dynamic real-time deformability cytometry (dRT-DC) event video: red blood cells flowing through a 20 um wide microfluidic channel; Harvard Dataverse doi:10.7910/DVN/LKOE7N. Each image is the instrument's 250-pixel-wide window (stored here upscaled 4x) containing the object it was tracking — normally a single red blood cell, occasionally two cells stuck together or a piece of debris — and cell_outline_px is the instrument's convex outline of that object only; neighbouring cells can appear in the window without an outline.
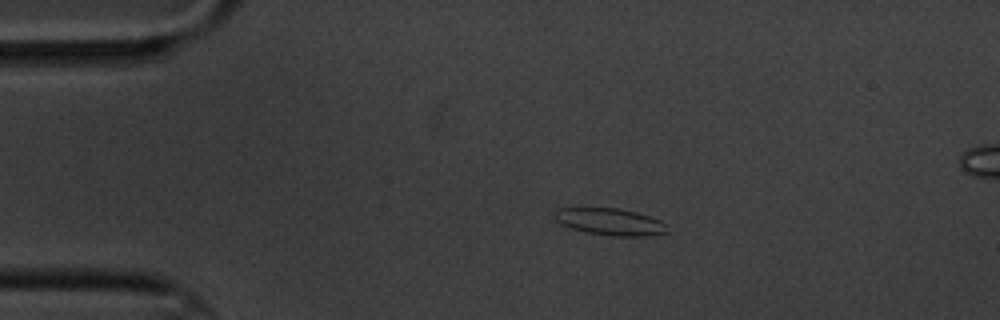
{"species": "common noctule bat (a hibernating species)", "species_latin": "Nyctalus noctula", "temperature_condition": "cold", "stored_images_in_passage": 16, "segment_of_instrument_passage": [1, 2], "camera_frame_rate_fps": 3000, "um_per_image_px": 0.085, "animal": {"sex": "male", "body_mass_g": 20.1, "forearm_length_mm": 53.5}, "frame": {"image": 1, "passage_image": 3, "time_ms": 3.333, "image_size_px": [1000, 320], "cell_outline_px": [[668, 232], [648, 236], [612, 236], [588, 232], [572, 228], [560, 224], [556, 220], [556, 208], [620, 208], [636, 212], [660, 220], [668, 224]], "centroid_in_image_um": [51.91, 18.85], "position_along_channel_um": 33.1, "area_um2": 17.63}}
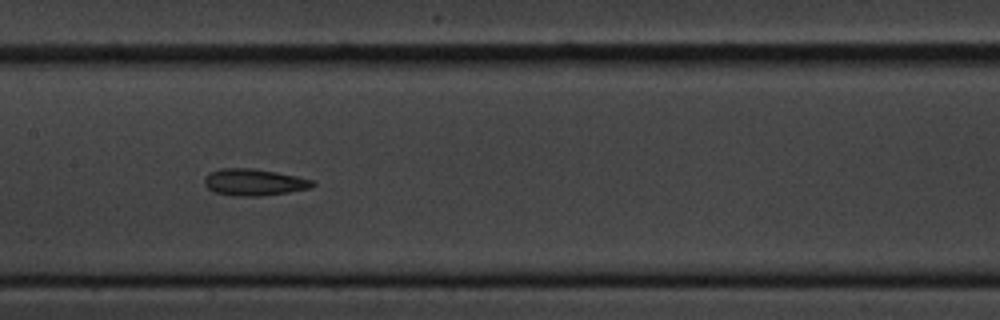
{"frame": {"image": 2, "passage_image": 8, "time_ms": 9.0, "image_size_px": [1000, 320], "cell_outline_px": [[316, 184], [312, 188], [288, 192], [260, 196], [232, 196], [216, 192], [208, 188], [204, 184], [204, 176], [208, 172], [220, 168], [252, 168], [276, 172], [296, 176], [312, 180]], "centroid_in_image_um": [21.56, 15.48], "position_along_channel_um": 185.8, "area_um2": 16.94}}
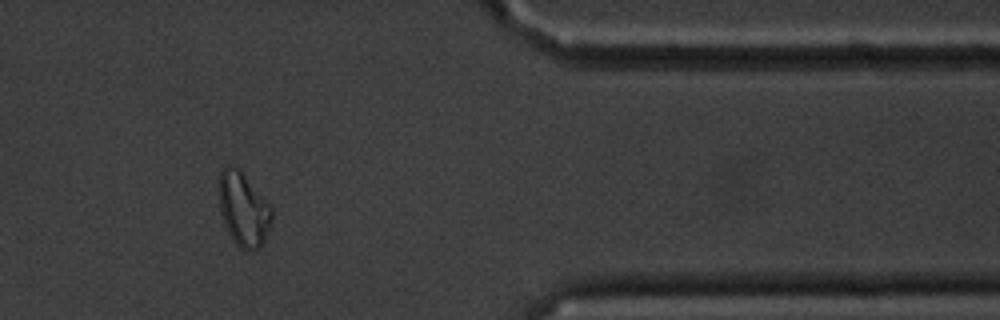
{"frame": {"image": 3, "passage_image": 13, "time_ms": 15.667, "image_size_px": [1000, 320], "cell_outline_px": [[272, 220], [264, 240], [260, 248], [240, 248], [236, 244], [228, 232], [224, 224], [220, 212], [220, 172], [228, 164], [236, 168], [244, 176], [272, 208]], "centroid_in_image_um": [20.69, 17.81], "position_along_channel_um": 390.7, "area_um2": 21.85}}